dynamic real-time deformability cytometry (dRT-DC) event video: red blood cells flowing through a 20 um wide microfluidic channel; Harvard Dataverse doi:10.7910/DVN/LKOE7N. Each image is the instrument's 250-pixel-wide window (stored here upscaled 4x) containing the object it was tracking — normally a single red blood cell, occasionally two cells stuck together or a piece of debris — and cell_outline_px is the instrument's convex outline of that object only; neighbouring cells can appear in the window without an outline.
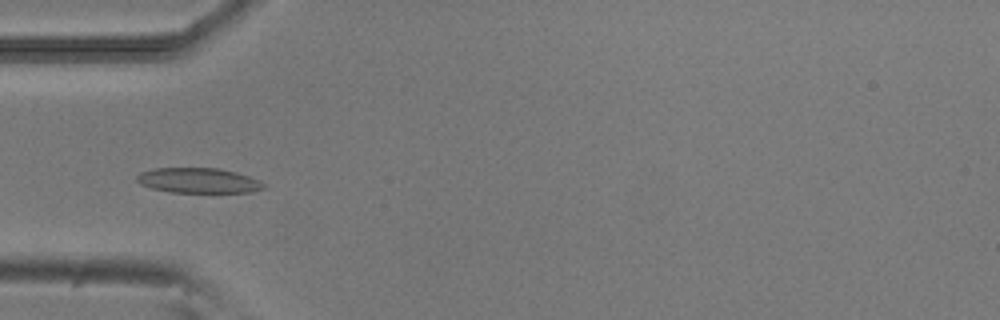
{"species": "common noctule bat (a hibernating species)", "species_latin": "Nyctalus noctula", "temperature_condition": "room temperature", "stored_images_in_passage": 53, "camera_frame_rate_fps": 3000, "um_per_image_px": 0.085, "animal": {"sex": "male", "body_mass_g": 20.5, "forearm_length_mm": 52.5}, "frame": {"image": 1, "passage_image": 17, "time_ms": 5.333, "image_size_px": [1000, 320], "cell_outline_px": [[264, 188], [248, 192], [172, 192], [152, 188], [140, 184], [136, 180], [136, 176], [140, 172], [152, 168], [216, 168], [236, 172], [248, 176], [264, 184]], "centroid_in_image_um": [16.79, 15.33], "position_along_channel_um": 68.2, "area_um2": 18.32}}
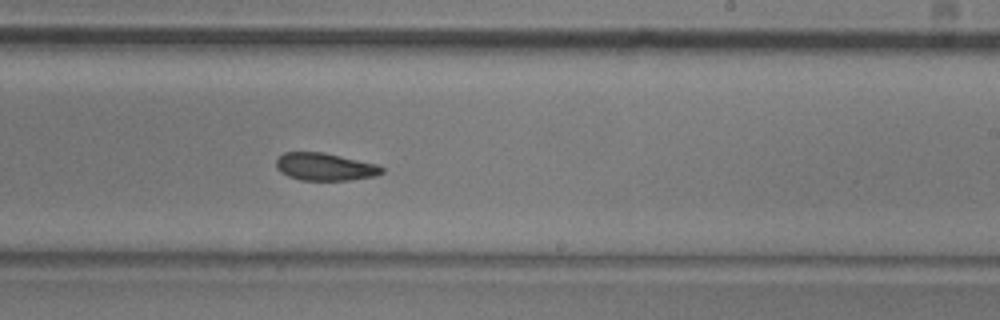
{"frame": {"image": 2, "passage_image": 32, "time_ms": 10.333, "image_size_px": [1000, 320], "cell_outline_px": [[384, 172], [376, 176], [348, 180], [300, 180], [288, 176], [280, 172], [276, 168], [276, 160], [284, 152], [320, 152], [340, 156], [376, 164], [384, 168]], "centroid_in_image_um": [27.6, 14.18], "position_along_channel_um": 261.4, "area_um2": 16.88}}
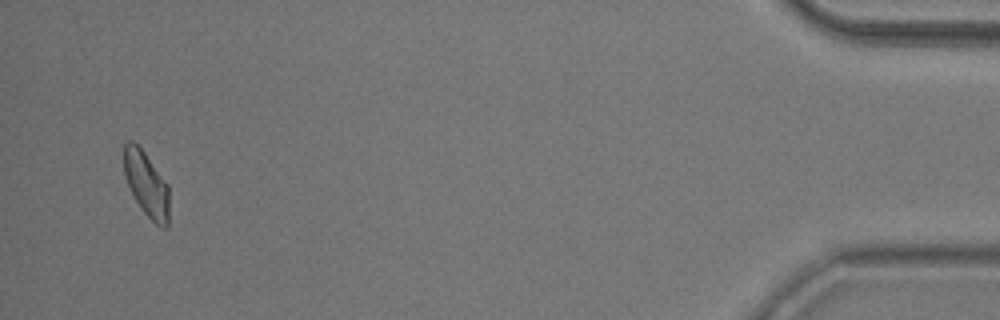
{"frame": {"image": 3, "passage_image": 51, "time_ms": 16.667, "image_size_px": [1000, 320], "cell_outline_px": [[168, 228], [164, 228], [156, 224], [140, 208], [124, 176], [124, 144], [128, 140], [132, 140], [144, 152], [168, 184]], "centroid_in_image_um": [12.44, 15.65], "position_along_channel_um": 422.8, "area_um2": 16.88}, "authors_computed_cell_mechanics": {"area_um2": 17.9758, "velocity_mm_per_s": 3.8557, "shape_relaxation_time_tau1_ms": 4.9465, "shape_relaxation_time_tau2_ms": 5.326, "deformation_change_tau1": 0.1188, "deformation_change_tau2": 0.0828}}